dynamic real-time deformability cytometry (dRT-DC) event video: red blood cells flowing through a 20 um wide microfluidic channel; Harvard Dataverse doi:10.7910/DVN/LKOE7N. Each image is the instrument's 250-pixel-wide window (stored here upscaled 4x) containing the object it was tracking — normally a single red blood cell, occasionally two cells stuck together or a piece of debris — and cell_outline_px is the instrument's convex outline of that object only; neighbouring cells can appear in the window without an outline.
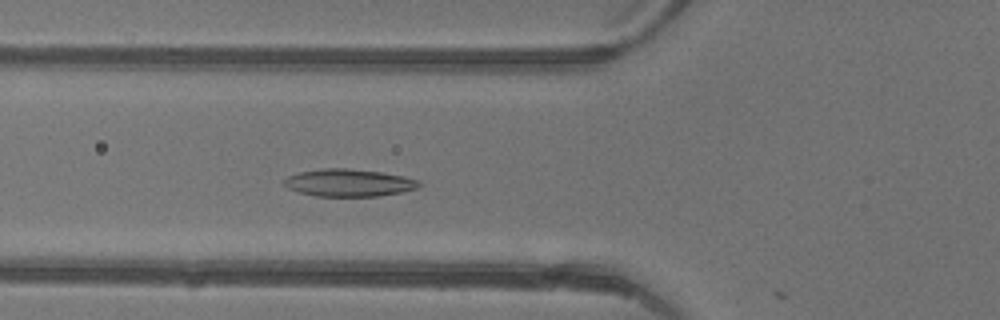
{"species": "common noctule bat (a hibernating species)", "species_latin": "Nyctalus noctula", "temperature_condition": "warm", "stored_images_in_passage": 43, "camera_frame_rate_fps": 3000, "um_per_image_px": 0.085, "animal": {"sex": "female"}, "frame": {"image": 1, "passage_image": 15, "time_ms": 4.667, "image_size_px": [1000, 320], "cell_outline_px": [[424, 184], [416, 188], [400, 192], [376, 196], [316, 196], [300, 192], [288, 188], [284, 184], [284, 180], [288, 176], [300, 172], [320, 168], [348, 168], [380, 172], [404, 176], [420, 180]], "centroid_in_image_um": [29.67, 15.53], "position_along_channel_um": 96.1, "area_um2": 21.5}}
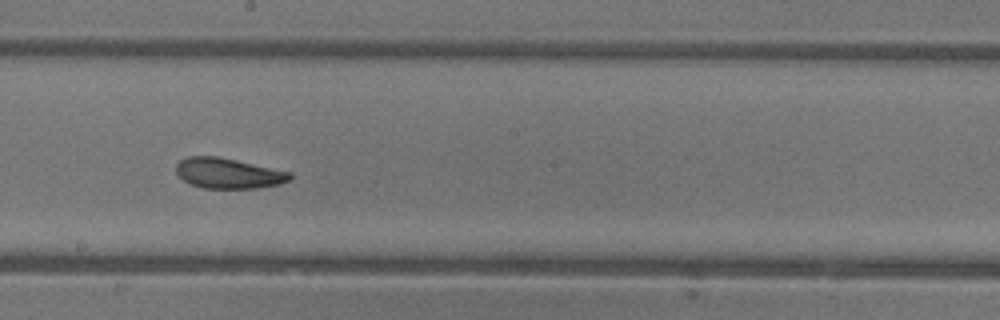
{"frame": {"image": 2, "passage_image": 24, "time_ms": 7.667, "image_size_px": [1000, 320], "cell_outline_px": [[292, 176], [288, 180], [280, 184], [256, 188], [204, 188], [192, 184], [184, 180], [176, 172], [176, 164], [180, 160], [188, 156], [216, 156], [236, 160], [292, 172]], "centroid_in_image_um": [19.41, 14.72], "position_along_channel_um": 228.8, "area_um2": 20.0}}
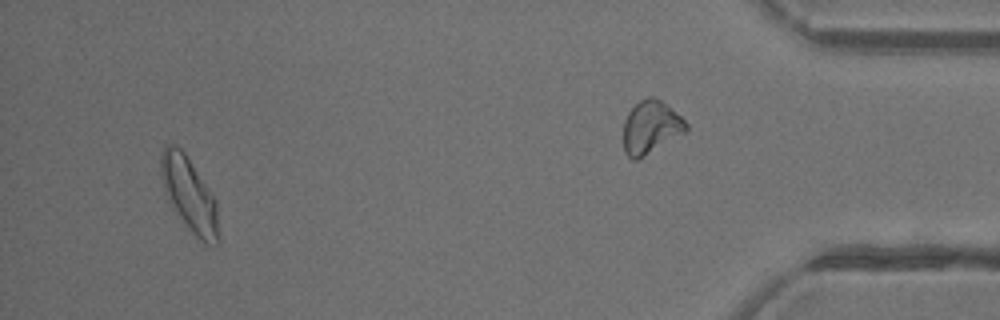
{"frame": {"image": 3, "passage_image": 42, "time_ms": 13.667, "image_size_px": [1000, 320], "cell_outline_px": [[220, 244], [204, 244], [188, 228], [176, 212], [168, 196], [164, 184], [160, 168], [160, 156], [164, 144], [176, 144], [184, 152], [216, 200], [220, 240]], "centroid_in_image_um": [16.12, 16.55], "position_along_channel_um": 419.1, "area_um2": 24.51}}